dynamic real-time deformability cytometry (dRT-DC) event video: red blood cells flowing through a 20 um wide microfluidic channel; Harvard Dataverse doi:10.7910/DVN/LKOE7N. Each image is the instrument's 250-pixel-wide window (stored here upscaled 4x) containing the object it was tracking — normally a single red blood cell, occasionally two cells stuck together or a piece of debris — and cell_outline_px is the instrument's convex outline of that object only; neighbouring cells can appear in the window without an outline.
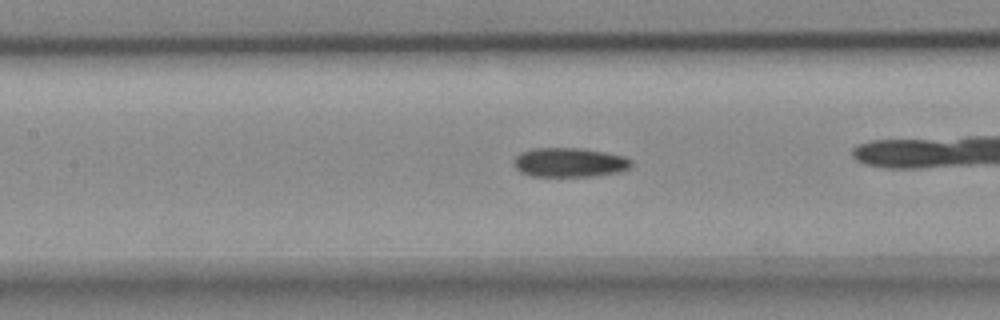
{"species": "common noctule bat (a hibernating species)", "species_latin": "Nyctalus noctula", "temperature_condition": "cold", "stored_images_in_passage": 16, "camera_frame_rate_fps": 3000, "um_per_image_px": 0.085, "animal": {"sex": "female", "body_mass_g": 18.4}, "frame": {"image": 1, "passage_image": 14, "time_ms": 4.333, "image_size_px": [1000, 320], "cell_outline_px": [[632, 164], [628, 168], [620, 172], [596, 176], [532, 176], [520, 172], [516, 168], [516, 156], [520, 152], [532, 148], [580, 148], [604, 152], [624, 156], [632, 160]], "centroid_in_image_um": [48.43, 13.81], "position_along_channel_um": 159.0, "area_um2": 20.0}}